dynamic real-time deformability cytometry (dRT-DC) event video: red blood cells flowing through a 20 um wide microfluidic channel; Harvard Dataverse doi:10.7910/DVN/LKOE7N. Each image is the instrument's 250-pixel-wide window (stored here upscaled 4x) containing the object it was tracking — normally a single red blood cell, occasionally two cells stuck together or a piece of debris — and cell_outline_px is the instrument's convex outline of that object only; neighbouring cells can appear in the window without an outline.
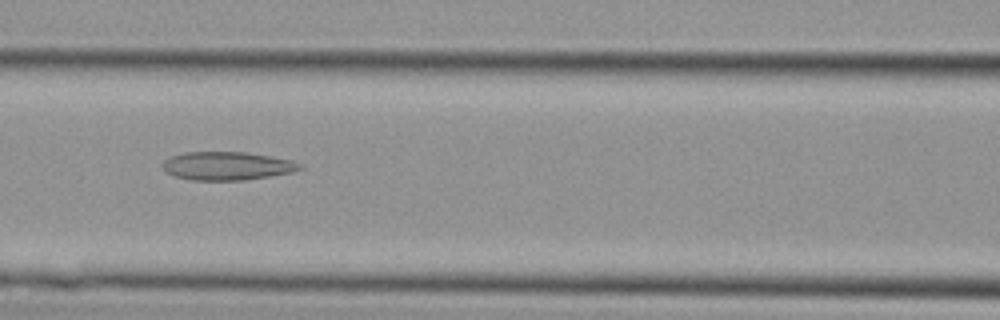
{"species": "Egyptian fruit bat (a non-hibernating species)", "species_latin": "Rousettus aegyptiacus", "temperature_condition": "cold", "stored_images_in_passage": 29, "camera_frame_rate_fps": 3000, "um_per_image_px": 0.085, "animal": {"sex": "female"}, "frame": {"image": 1, "passage_image": 8, "time_ms": 2.333, "image_size_px": [1000, 320], "cell_outline_px": [[304, 168], [288, 172], [268, 176], [244, 180], [192, 180], [176, 176], [168, 172], [164, 168], [164, 160], [172, 156], [184, 152], [244, 152], [292, 160], [304, 164]], "centroid_in_image_um": [19.33, 14.09], "position_along_channel_um": 147.3, "area_um2": 22.31}}
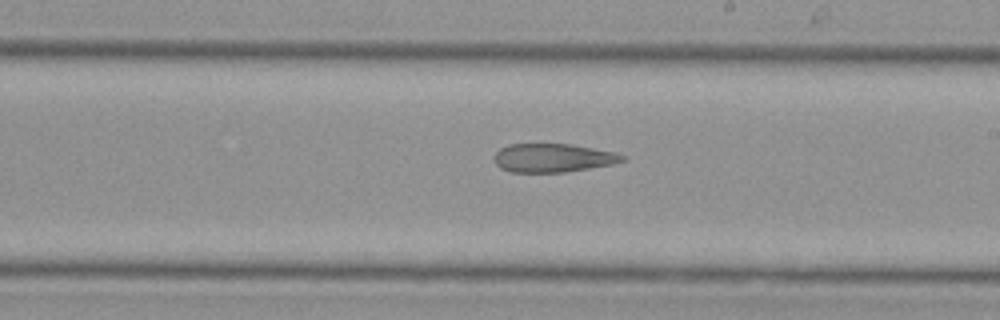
{"frame": {"image": 2, "passage_image": 13, "time_ms": 4.0, "image_size_px": [1000, 320], "cell_outline_px": [[628, 160], [612, 164], [564, 172], [512, 172], [500, 168], [496, 164], [492, 156], [500, 148], [508, 144], [572, 144], [616, 152], [624, 156]], "centroid_in_image_um": [46.99, 13.41], "position_along_channel_um": 242.0, "area_um2": 21.44}}
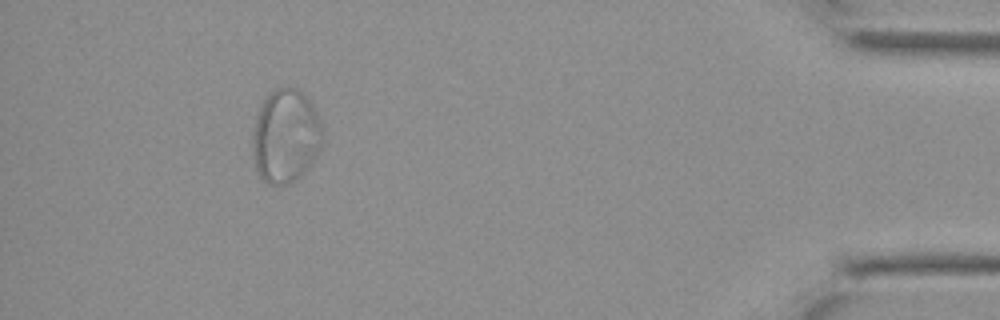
{"frame": {"image": 3, "passage_image": 25, "time_ms": 8.0, "image_size_px": [1000, 320], "cell_outline_px": [[324, 128], [320, 148], [316, 156], [300, 176], [296, 180], [288, 184], [268, 184], [260, 176], [256, 168], [252, 148], [252, 132], [260, 108], [264, 100], [276, 88], [284, 84], [296, 88], [304, 92], [312, 104]], "centroid_in_image_um": [24.29, 11.54], "position_along_channel_um": 410.9, "area_um2": 38.32}}